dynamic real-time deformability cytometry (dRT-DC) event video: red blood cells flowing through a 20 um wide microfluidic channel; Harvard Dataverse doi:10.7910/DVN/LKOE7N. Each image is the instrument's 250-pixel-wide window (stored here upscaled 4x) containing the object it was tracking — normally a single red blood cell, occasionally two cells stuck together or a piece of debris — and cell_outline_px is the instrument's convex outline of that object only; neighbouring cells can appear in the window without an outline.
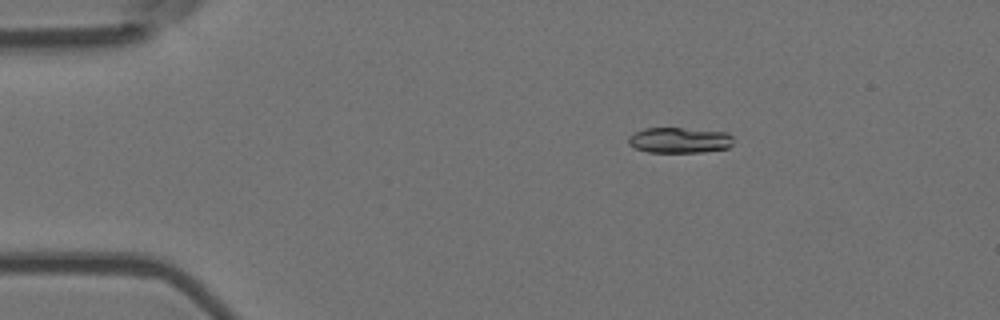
{"species": "Egyptian fruit bat (a non-hibernating species)", "species_latin": "Rousettus aegyptiacus", "temperature_condition": "room temperature", "stored_images_in_passage": 4, "camera_frame_rate_fps": 3000, "um_per_image_px": 0.085, "animal": {"sex": "female"}, "frame": {"image": 1, "passage_image": 2, "time_ms": 0.333, "image_size_px": [1000, 320], "cell_outline_px": [[732, 144], [728, 148], [704, 152], [648, 152], [636, 148], [628, 144], [628, 136], [644, 128], [680, 128], [728, 132], [732, 136]], "centroid_in_image_um": [57.76, 11.92], "position_along_channel_um": 27.2, "area_um2": 15.66}}
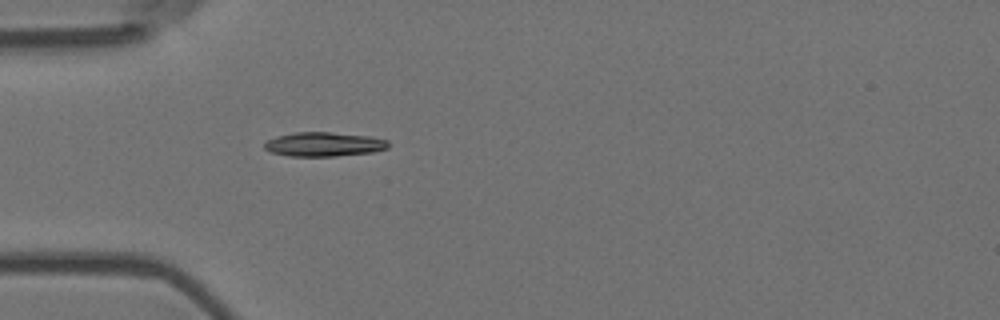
{"frame": {"image": 2, "passage_image": 4, "time_ms": 1.0, "image_size_px": [1000, 320], "cell_outline_px": [[388, 148], [372, 152], [336, 156], [288, 156], [272, 152], [264, 148], [264, 144], [268, 140], [276, 136], [296, 132], [332, 132], [368, 136], [388, 140]], "centroid_in_image_um": [27.53, 12.26], "position_along_channel_um": 57.5, "area_um2": 17.4}}